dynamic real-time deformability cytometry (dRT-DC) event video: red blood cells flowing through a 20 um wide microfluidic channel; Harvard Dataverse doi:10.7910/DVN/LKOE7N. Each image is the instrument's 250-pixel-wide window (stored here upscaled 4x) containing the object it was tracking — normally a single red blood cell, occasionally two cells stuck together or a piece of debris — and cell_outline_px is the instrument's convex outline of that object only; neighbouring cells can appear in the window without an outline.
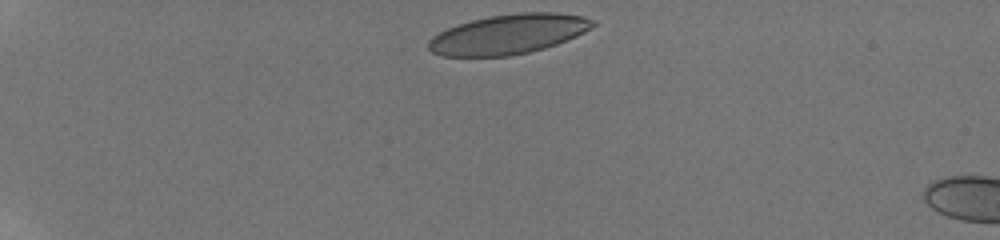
{"species": "human", "species_latin": "Homo sapiens", "temperature_condition": "room temperature", "stored_images_in_passage": 35, "camera_frame_rate_fps": 3000, "um_per_image_px": 0.085, "donor": {"sex": "male"}, "frame": {"image": 1, "passage_image": 1, "time_ms": 0.0, "image_size_px": [1000, 240], "cell_outline_px": [[596, 24], [584, 32], [568, 40], [544, 48], [528, 52], [508, 56], [440, 56], [432, 52], [428, 48], [428, 40], [432, 36], [448, 28], [472, 20], [492, 16], [520, 12], [556, 12], [584, 16], [596, 20]], "centroid_in_image_um": [43.24, 2.9], "position_along_channel_um": 41.8, "area_um2": 37.97}}
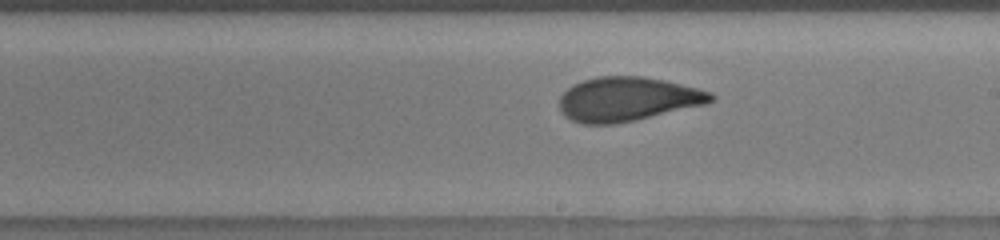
{"frame": {"image": 2, "passage_image": 20, "time_ms": 7.0, "image_size_px": [1000, 240], "cell_outline_px": [[716, 96], [708, 104], [636, 120], [616, 124], [584, 124], [572, 120], [564, 116], [560, 112], [560, 96], [572, 84], [596, 76], [640, 76], [664, 80], [712, 92]], "centroid_in_image_um": [53.33, 8.43], "position_along_channel_um": 235.7, "area_um2": 39.13}}
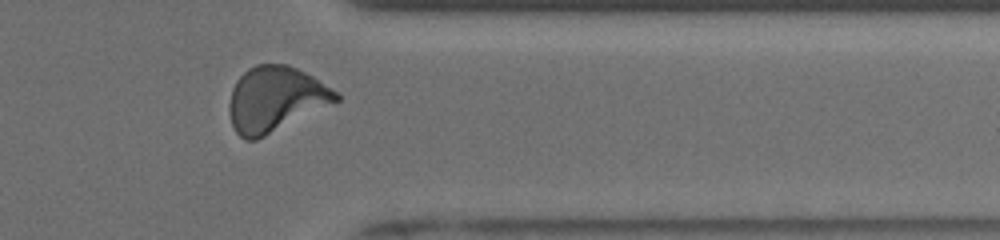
{"frame": {"image": 3, "passage_image": 30, "time_ms": 11.0, "image_size_px": [1000, 240], "cell_outline_px": [[340, 100], [256, 140], [244, 140], [236, 132], [232, 124], [228, 108], [228, 104], [232, 88], [236, 80], [248, 68], [256, 64], [288, 64], [312, 76], [340, 92]], "centroid_in_image_um": [23.4, 8.42], "position_along_channel_um": 388.0, "area_um2": 40.52}, "authors_computed_cell_mechanics": {"area_um2": 38.7838, "velocity_mm_per_s": 3.8509, "shape_relaxation_time_tau1_ms": 5.352, "shape_relaxation_time_tau2_ms": 0.9539, "deformation_change_tau1": 0.1845, "deformation_change_tau2": 0.0785}}